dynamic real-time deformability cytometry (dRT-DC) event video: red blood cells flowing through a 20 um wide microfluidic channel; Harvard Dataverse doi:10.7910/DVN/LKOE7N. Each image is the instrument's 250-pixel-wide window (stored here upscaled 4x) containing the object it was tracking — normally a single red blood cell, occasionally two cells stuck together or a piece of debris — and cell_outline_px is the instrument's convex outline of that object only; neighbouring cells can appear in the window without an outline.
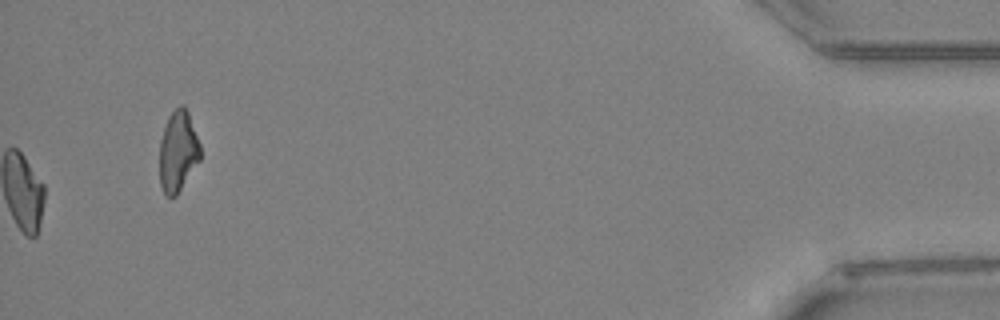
{"species": "Egyptian fruit bat (a non-hibernating species)", "species_latin": "Rousettus aegyptiacus", "temperature_condition": "warm", "stored_images_in_passage": 61, "camera_frame_rate_fps": 3000, "um_per_image_px": 0.085, "animal": {"sex": "female"}, "frame": {"image": 1, "passage_image": 61, "time_ms": 20.0, "image_size_px": [1000, 320], "cell_outline_px": [[200, 160], [176, 196], [164, 196], [160, 184], [160, 140], [168, 116], [180, 104], [184, 104], [188, 112], [200, 144]], "centroid_in_image_um": [15.12, 12.87], "position_along_channel_um": 420.1, "area_um2": 19.19}, "authors_computed_cell_mechanics": {"area_um2": 19.7676, "velocity_mm_per_s": 3.4389, "shape_relaxation_time_tau1_ms": 7.28, "shape_relaxation_time_tau2_ms": 2.6724, "deformation_change_tau1": 0.1866, "deformation_change_tau2": 0.0789}}